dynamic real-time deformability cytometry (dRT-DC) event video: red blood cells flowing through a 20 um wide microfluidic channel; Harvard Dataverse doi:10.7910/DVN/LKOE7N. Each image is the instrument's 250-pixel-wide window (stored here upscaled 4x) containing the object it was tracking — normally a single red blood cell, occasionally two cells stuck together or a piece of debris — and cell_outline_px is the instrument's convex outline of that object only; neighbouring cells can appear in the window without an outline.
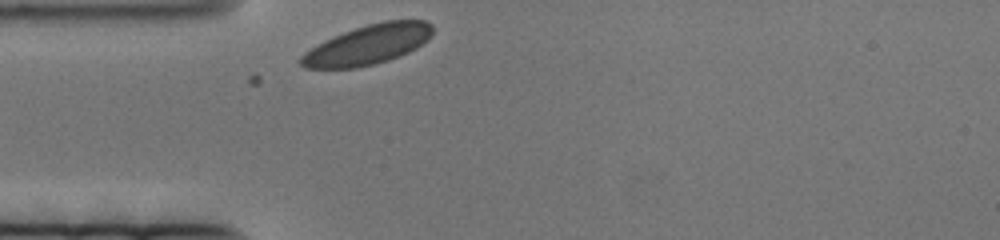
{"species": "human", "species_latin": "Homo sapiens", "temperature_condition": "cold", "stored_images_in_passage": 44, "camera_frame_rate_fps": 3000, "um_per_image_px": 0.085, "donor": {"sex": "female"}, "frame": {"image": 1, "passage_image": 1, "time_ms": 0.0, "image_size_px": [1000, 240], "cell_outline_px": [[432, 36], [416, 48], [400, 56], [388, 60], [356, 68], [304, 68], [300, 64], [300, 56], [304, 52], [324, 40], [332, 36], [368, 24], [384, 20], [428, 20], [432, 24]], "centroid_in_image_um": [31.28, 3.79], "position_along_channel_um": 53.7, "area_um2": 30.4}}
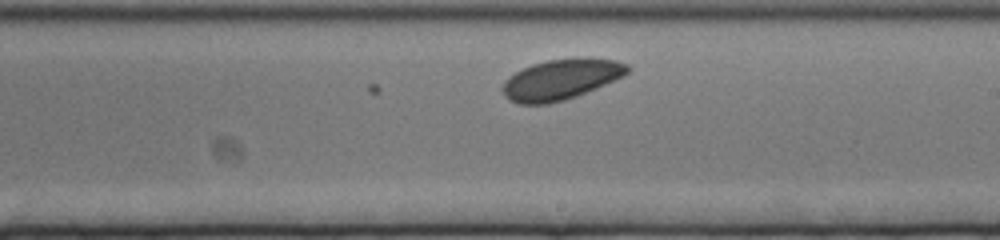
{"frame": {"image": 2, "passage_image": 26, "time_ms": 8.333, "image_size_px": [1000, 240], "cell_outline_px": [[628, 72], [624, 76], [596, 88], [576, 96], [564, 100], [548, 104], [516, 104], [508, 100], [504, 96], [500, 88], [504, 80], [508, 76], [532, 64], [548, 60], [580, 56], [588, 56], [616, 60], [628, 64]], "centroid_in_image_um": [47.66, 6.74], "position_along_channel_um": 241.3, "area_um2": 30.0}}
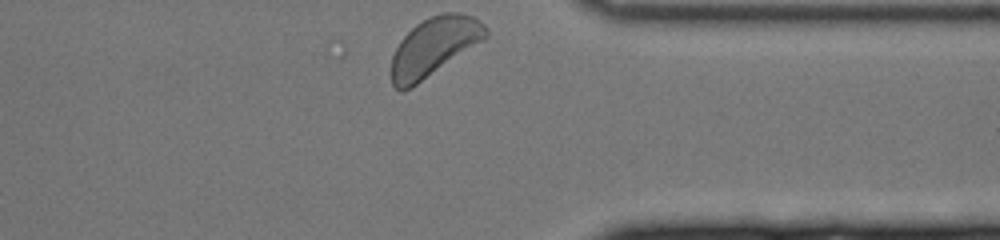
{"frame": {"image": 3, "passage_image": 44, "time_ms": 14.333, "image_size_px": [1000, 240], "cell_outline_px": [[488, 36], [484, 40], [412, 88], [404, 92], [400, 92], [392, 84], [392, 56], [400, 40], [416, 24], [432, 16], [444, 12], [460, 12], [476, 16], [488, 28]], "centroid_in_image_um": [36.92, 3.97], "position_along_channel_um": 374.5, "area_um2": 32.43}}